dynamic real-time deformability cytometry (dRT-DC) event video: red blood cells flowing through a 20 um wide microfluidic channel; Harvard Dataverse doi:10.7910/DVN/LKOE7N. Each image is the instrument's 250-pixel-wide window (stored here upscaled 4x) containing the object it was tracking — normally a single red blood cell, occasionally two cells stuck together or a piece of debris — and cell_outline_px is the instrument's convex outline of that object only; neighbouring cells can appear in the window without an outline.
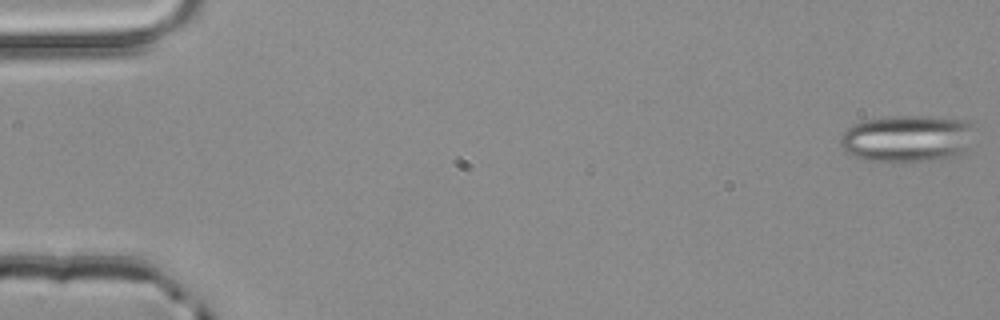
{"species": "common noctule bat (a hibernating species)", "species_latin": "Nyctalus noctula", "temperature_condition": "room temperature", "stored_images_in_passage": 2, "camera_frame_rate_fps": 3000, "um_per_image_px": 0.085, "animal": {"sex": "male", "body_mass_g": 20.4}, "frame": {"image": 1, "passage_image": 2, "time_ms": 0.333, "image_size_px": [1000, 320], "cell_outline_px": [[976, 124], [960, 152], [956, 156], [932, 160], [864, 160], [852, 156], [844, 152], [840, 144], [840, 136], [852, 124], [864, 120], [896, 116], [928, 116], [968, 120]], "centroid_in_image_um": [77.04, 11.74], "position_along_channel_um": 8.0, "area_um2": 36.18}}